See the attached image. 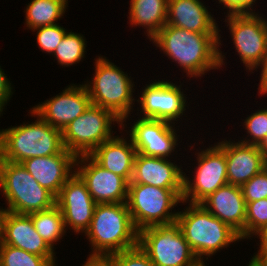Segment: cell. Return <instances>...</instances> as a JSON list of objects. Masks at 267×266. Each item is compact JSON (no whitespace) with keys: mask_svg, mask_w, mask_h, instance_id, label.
<instances>
[{"mask_svg":"<svg viewBox=\"0 0 267 266\" xmlns=\"http://www.w3.org/2000/svg\"><path fill=\"white\" fill-rule=\"evenodd\" d=\"M122 134L103 142L90 156L104 169L120 175L130 182L137 151L130 137Z\"/></svg>","mask_w":267,"mask_h":266,"instance_id":"23","label":"cell"},{"mask_svg":"<svg viewBox=\"0 0 267 266\" xmlns=\"http://www.w3.org/2000/svg\"><path fill=\"white\" fill-rule=\"evenodd\" d=\"M82 266H112L111 261L102 255H88Z\"/></svg>","mask_w":267,"mask_h":266,"instance_id":"37","label":"cell"},{"mask_svg":"<svg viewBox=\"0 0 267 266\" xmlns=\"http://www.w3.org/2000/svg\"><path fill=\"white\" fill-rule=\"evenodd\" d=\"M137 118L130 127L126 123L121 124V130L126 129L125 135H129L136 151L146 156L173 158L178 152L176 147L181 143L178 140L180 134H177L179 128L177 130L176 124L163 120Z\"/></svg>","mask_w":267,"mask_h":266,"instance_id":"13","label":"cell"},{"mask_svg":"<svg viewBox=\"0 0 267 266\" xmlns=\"http://www.w3.org/2000/svg\"><path fill=\"white\" fill-rule=\"evenodd\" d=\"M267 227V198L246 204L245 239H253Z\"/></svg>","mask_w":267,"mask_h":266,"instance_id":"30","label":"cell"},{"mask_svg":"<svg viewBox=\"0 0 267 266\" xmlns=\"http://www.w3.org/2000/svg\"><path fill=\"white\" fill-rule=\"evenodd\" d=\"M260 239L258 244V251L253 255H267V227L258 233L254 239Z\"/></svg>","mask_w":267,"mask_h":266,"instance_id":"38","label":"cell"},{"mask_svg":"<svg viewBox=\"0 0 267 266\" xmlns=\"http://www.w3.org/2000/svg\"><path fill=\"white\" fill-rule=\"evenodd\" d=\"M216 144L225 152L228 184L242 186L265 168V158L258 146L231 138Z\"/></svg>","mask_w":267,"mask_h":266,"instance_id":"19","label":"cell"},{"mask_svg":"<svg viewBox=\"0 0 267 266\" xmlns=\"http://www.w3.org/2000/svg\"><path fill=\"white\" fill-rule=\"evenodd\" d=\"M95 72L90 81H84L93 105L112 112L122 123L132 120L135 107V84L130 74L122 71L107 57L98 55L94 58ZM93 79V80H92ZM128 119V120H127Z\"/></svg>","mask_w":267,"mask_h":266,"instance_id":"4","label":"cell"},{"mask_svg":"<svg viewBox=\"0 0 267 266\" xmlns=\"http://www.w3.org/2000/svg\"><path fill=\"white\" fill-rule=\"evenodd\" d=\"M129 16L130 27L146 29L147 39L151 40L167 21L168 0H130Z\"/></svg>","mask_w":267,"mask_h":266,"instance_id":"24","label":"cell"},{"mask_svg":"<svg viewBox=\"0 0 267 266\" xmlns=\"http://www.w3.org/2000/svg\"><path fill=\"white\" fill-rule=\"evenodd\" d=\"M181 88V82L178 85L167 79L149 82L142 87L141 96H137L139 98L136 99V103L140 105L137 107V111H140V114L137 112V116L177 124L182 117H187L185 112L189 106L188 97Z\"/></svg>","mask_w":267,"mask_h":266,"instance_id":"12","label":"cell"},{"mask_svg":"<svg viewBox=\"0 0 267 266\" xmlns=\"http://www.w3.org/2000/svg\"><path fill=\"white\" fill-rule=\"evenodd\" d=\"M3 243L46 257L54 266L56 253L37 233L30 215L8 211L4 221Z\"/></svg>","mask_w":267,"mask_h":266,"instance_id":"21","label":"cell"},{"mask_svg":"<svg viewBox=\"0 0 267 266\" xmlns=\"http://www.w3.org/2000/svg\"><path fill=\"white\" fill-rule=\"evenodd\" d=\"M35 122L0 129V159L21 163L28 158L59 154L63 149L62 131L52 127L32 109Z\"/></svg>","mask_w":267,"mask_h":266,"instance_id":"2","label":"cell"},{"mask_svg":"<svg viewBox=\"0 0 267 266\" xmlns=\"http://www.w3.org/2000/svg\"><path fill=\"white\" fill-rule=\"evenodd\" d=\"M8 213L7 207L1 208L0 206V245L3 243V238H4V221L5 217Z\"/></svg>","mask_w":267,"mask_h":266,"instance_id":"39","label":"cell"},{"mask_svg":"<svg viewBox=\"0 0 267 266\" xmlns=\"http://www.w3.org/2000/svg\"><path fill=\"white\" fill-rule=\"evenodd\" d=\"M256 2L257 0H218V4L223 5V10L225 8L227 9L226 15L259 13L258 11L255 12V9H253L256 7Z\"/></svg>","mask_w":267,"mask_h":266,"instance_id":"34","label":"cell"},{"mask_svg":"<svg viewBox=\"0 0 267 266\" xmlns=\"http://www.w3.org/2000/svg\"><path fill=\"white\" fill-rule=\"evenodd\" d=\"M3 110L0 108V117L3 116Z\"/></svg>","mask_w":267,"mask_h":266,"instance_id":"45","label":"cell"},{"mask_svg":"<svg viewBox=\"0 0 267 266\" xmlns=\"http://www.w3.org/2000/svg\"><path fill=\"white\" fill-rule=\"evenodd\" d=\"M202 205L245 240L246 203L241 186L226 184L205 198Z\"/></svg>","mask_w":267,"mask_h":266,"instance_id":"20","label":"cell"},{"mask_svg":"<svg viewBox=\"0 0 267 266\" xmlns=\"http://www.w3.org/2000/svg\"><path fill=\"white\" fill-rule=\"evenodd\" d=\"M29 215L37 233L53 250H55V243L63 239L67 232L61 210L54 205L48 210L31 213Z\"/></svg>","mask_w":267,"mask_h":266,"instance_id":"26","label":"cell"},{"mask_svg":"<svg viewBox=\"0 0 267 266\" xmlns=\"http://www.w3.org/2000/svg\"><path fill=\"white\" fill-rule=\"evenodd\" d=\"M247 116L245 117L246 119H243L244 122H242L247 137L238 141L244 144L259 146L267 136V108L258 109Z\"/></svg>","mask_w":267,"mask_h":266,"instance_id":"29","label":"cell"},{"mask_svg":"<svg viewBox=\"0 0 267 266\" xmlns=\"http://www.w3.org/2000/svg\"><path fill=\"white\" fill-rule=\"evenodd\" d=\"M257 69H261L260 73V82L258 84V96H265L267 95V54L261 64L256 68V72L258 71Z\"/></svg>","mask_w":267,"mask_h":266,"instance_id":"36","label":"cell"},{"mask_svg":"<svg viewBox=\"0 0 267 266\" xmlns=\"http://www.w3.org/2000/svg\"><path fill=\"white\" fill-rule=\"evenodd\" d=\"M202 34L166 24L150 41L189 78H199L227 63L221 34ZM220 47V48H219Z\"/></svg>","mask_w":267,"mask_h":266,"instance_id":"1","label":"cell"},{"mask_svg":"<svg viewBox=\"0 0 267 266\" xmlns=\"http://www.w3.org/2000/svg\"><path fill=\"white\" fill-rule=\"evenodd\" d=\"M194 266H206L204 261H200L197 264H195Z\"/></svg>","mask_w":267,"mask_h":266,"instance_id":"43","label":"cell"},{"mask_svg":"<svg viewBox=\"0 0 267 266\" xmlns=\"http://www.w3.org/2000/svg\"><path fill=\"white\" fill-rule=\"evenodd\" d=\"M265 170L267 171V158L265 159Z\"/></svg>","mask_w":267,"mask_h":266,"instance_id":"44","label":"cell"},{"mask_svg":"<svg viewBox=\"0 0 267 266\" xmlns=\"http://www.w3.org/2000/svg\"><path fill=\"white\" fill-rule=\"evenodd\" d=\"M200 151H198V150ZM195 170L190 174L184 172L182 204H200L218 188L228 184L225 152L214 143L204 150L196 148ZM193 178V179H192Z\"/></svg>","mask_w":267,"mask_h":266,"instance_id":"10","label":"cell"},{"mask_svg":"<svg viewBox=\"0 0 267 266\" xmlns=\"http://www.w3.org/2000/svg\"><path fill=\"white\" fill-rule=\"evenodd\" d=\"M96 204L86 184L76 173L63 185L55 200L67 231L70 229L79 235L89 229Z\"/></svg>","mask_w":267,"mask_h":266,"instance_id":"16","label":"cell"},{"mask_svg":"<svg viewBox=\"0 0 267 266\" xmlns=\"http://www.w3.org/2000/svg\"><path fill=\"white\" fill-rule=\"evenodd\" d=\"M77 156L63 149L59 154L28 158L21 162L32 177L55 197L63 185L75 174Z\"/></svg>","mask_w":267,"mask_h":266,"instance_id":"17","label":"cell"},{"mask_svg":"<svg viewBox=\"0 0 267 266\" xmlns=\"http://www.w3.org/2000/svg\"><path fill=\"white\" fill-rule=\"evenodd\" d=\"M138 245L155 266H194L200 262L176 222L140 230Z\"/></svg>","mask_w":267,"mask_h":266,"instance_id":"9","label":"cell"},{"mask_svg":"<svg viewBox=\"0 0 267 266\" xmlns=\"http://www.w3.org/2000/svg\"><path fill=\"white\" fill-rule=\"evenodd\" d=\"M75 173L98 203H126L129 182L100 166L90 155L77 156Z\"/></svg>","mask_w":267,"mask_h":266,"instance_id":"14","label":"cell"},{"mask_svg":"<svg viewBox=\"0 0 267 266\" xmlns=\"http://www.w3.org/2000/svg\"><path fill=\"white\" fill-rule=\"evenodd\" d=\"M87 41L81 33L67 32L52 54L57 63L63 67H70L85 58Z\"/></svg>","mask_w":267,"mask_h":266,"instance_id":"27","label":"cell"},{"mask_svg":"<svg viewBox=\"0 0 267 266\" xmlns=\"http://www.w3.org/2000/svg\"><path fill=\"white\" fill-rule=\"evenodd\" d=\"M0 266H54L46 257L2 243Z\"/></svg>","mask_w":267,"mask_h":266,"instance_id":"28","label":"cell"},{"mask_svg":"<svg viewBox=\"0 0 267 266\" xmlns=\"http://www.w3.org/2000/svg\"><path fill=\"white\" fill-rule=\"evenodd\" d=\"M174 160L136 153L129 184H148L165 189H183V166Z\"/></svg>","mask_w":267,"mask_h":266,"instance_id":"18","label":"cell"},{"mask_svg":"<svg viewBox=\"0 0 267 266\" xmlns=\"http://www.w3.org/2000/svg\"><path fill=\"white\" fill-rule=\"evenodd\" d=\"M115 124H118L121 131L120 119L109 110L91 104L62 131L64 148L76 156L90 155L99 145L114 136L117 132L112 129Z\"/></svg>","mask_w":267,"mask_h":266,"instance_id":"8","label":"cell"},{"mask_svg":"<svg viewBox=\"0 0 267 266\" xmlns=\"http://www.w3.org/2000/svg\"><path fill=\"white\" fill-rule=\"evenodd\" d=\"M248 263L249 264H246L247 266H261L260 263L253 257L250 258V261Z\"/></svg>","mask_w":267,"mask_h":266,"instance_id":"42","label":"cell"},{"mask_svg":"<svg viewBox=\"0 0 267 266\" xmlns=\"http://www.w3.org/2000/svg\"><path fill=\"white\" fill-rule=\"evenodd\" d=\"M68 0H31L24 10L26 29H36L57 24L64 18Z\"/></svg>","mask_w":267,"mask_h":266,"instance_id":"25","label":"cell"},{"mask_svg":"<svg viewBox=\"0 0 267 266\" xmlns=\"http://www.w3.org/2000/svg\"><path fill=\"white\" fill-rule=\"evenodd\" d=\"M8 211L31 214L52 208L56 197L32 177L21 163L0 159V195Z\"/></svg>","mask_w":267,"mask_h":266,"instance_id":"6","label":"cell"},{"mask_svg":"<svg viewBox=\"0 0 267 266\" xmlns=\"http://www.w3.org/2000/svg\"><path fill=\"white\" fill-rule=\"evenodd\" d=\"M13 85L5 74L4 69L0 65V108L5 111L6 105L9 103L13 95Z\"/></svg>","mask_w":267,"mask_h":266,"instance_id":"35","label":"cell"},{"mask_svg":"<svg viewBox=\"0 0 267 266\" xmlns=\"http://www.w3.org/2000/svg\"><path fill=\"white\" fill-rule=\"evenodd\" d=\"M253 258L256 259L261 266H267V255H253Z\"/></svg>","mask_w":267,"mask_h":266,"instance_id":"41","label":"cell"},{"mask_svg":"<svg viewBox=\"0 0 267 266\" xmlns=\"http://www.w3.org/2000/svg\"><path fill=\"white\" fill-rule=\"evenodd\" d=\"M185 207L178 210L176 223L199 261L205 262L220 250L242 241L235 230L202 205L188 203Z\"/></svg>","mask_w":267,"mask_h":266,"instance_id":"5","label":"cell"},{"mask_svg":"<svg viewBox=\"0 0 267 266\" xmlns=\"http://www.w3.org/2000/svg\"><path fill=\"white\" fill-rule=\"evenodd\" d=\"M84 235L91 245L89 255L105 256L136 247L139 231L126 203H98Z\"/></svg>","mask_w":267,"mask_h":266,"instance_id":"3","label":"cell"},{"mask_svg":"<svg viewBox=\"0 0 267 266\" xmlns=\"http://www.w3.org/2000/svg\"><path fill=\"white\" fill-rule=\"evenodd\" d=\"M36 32V43L40 51L52 55L62 41L66 33L70 30H66L59 23L54 25H48L31 30Z\"/></svg>","mask_w":267,"mask_h":266,"instance_id":"31","label":"cell"},{"mask_svg":"<svg viewBox=\"0 0 267 266\" xmlns=\"http://www.w3.org/2000/svg\"><path fill=\"white\" fill-rule=\"evenodd\" d=\"M259 150L263 154L264 158H267V136L264 138V140L261 142V144L258 146Z\"/></svg>","mask_w":267,"mask_h":266,"instance_id":"40","label":"cell"},{"mask_svg":"<svg viewBox=\"0 0 267 266\" xmlns=\"http://www.w3.org/2000/svg\"><path fill=\"white\" fill-rule=\"evenodd\" d=\"M105 256L111 261L112 266H155L139 245Z\"/></svg>","mask_w":267,"mask_h":266,"instance_id":"32","label":"cell"},{"mask_svg":"<svg viewBox=\"0 0 267 266\" xmlns=\"http://www.w3.org/2000/svg\"><path fill=\"white\" fill-rule=\"evenodd\" d=\"M202 0H168L166 24L202 34H219L216 18Z\"/></svg>","mask_w":267,"mask_h":266,"instance_id":"22","label":"cell"},{"mask_svg":"<svg viewBox=\"0 0 267 266\" xmlns=\"http://www.w3.org/2000/svg\"><path fill=\"white\" fill-rule=\"evenodd\" d=\"M245 203L267 198V171L265 168L241 186Z\"/></svg>","mask_w":267,"mask_h":266,"instance_id":"33","label":"cell"},{"mask_svg":"<svg viewBox=\"0 0 267 266\" xmlns=\"http://www.w3.org/2000/svg\"><path fill=\"white\" fill-rule=\"evenodd\" d=\"M183 189H165L148 184H129L127 207L138 231L176 222Z\"/></svg>","mask_w":267,"mask_h":266,"instance_id":"7","label":"cell"},{"mask_svg":"<svg viewBox=\"0 0 267 266\" xmlns=\"http://www.w3.org/2000/svg\"><path fill=\"white\" fill-rule=\"evenodd\" d=\"M264 16L229 14L223 21L227 23L234 48L247 73L254 74L267 54V18Z\"/></svg>","mask_w":267,"mask_h":266,"instance_id":"11","label":"cell"},{"mask_svg":"<svg viewBox=\"0 0 267 266\" xmlns=\"http://www.w3.org/2000/svg\"><path fill=\"white\" fill-rule=\"evenodd\" d=\"M70 84L62 92L31 109L52 127L63 131L92 104L85 85Z\"/></svg>","mask_w":267,"mask_h":266,"instance_id":"15","label":"cell"}]
</instances>
